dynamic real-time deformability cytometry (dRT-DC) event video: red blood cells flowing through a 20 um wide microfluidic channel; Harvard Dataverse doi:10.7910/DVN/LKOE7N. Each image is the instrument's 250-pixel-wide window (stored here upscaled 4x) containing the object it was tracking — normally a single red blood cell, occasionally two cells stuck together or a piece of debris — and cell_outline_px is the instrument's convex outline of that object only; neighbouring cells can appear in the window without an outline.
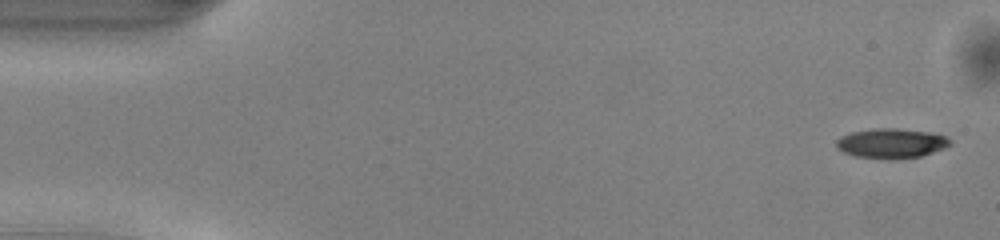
{"species": "common noctule bat (a hibernating species)", "species_latin": "Nyctalus noctula", "temperature_condition": "warm", "stored_images_in_passage": 49, "camera_frame_rate_fps": 3000, "um_per_image_px": 0.085, "animal": {"sex": "male", "body_mass_g": 13.0, "forearm_length_mm": 53.1}, "frame": {"image": 1, "passage_image": 1, "time_ms": 0.0, "image_size_px": [1000, 240], "cell_outline_px": [[952, 144], [944, 148], [920, 156], [896, 160], [884, 160], [856, 156], [844, 152], [836, 148], [836, 140], [840, 136], [852, 132], [876, 128], [896, 128], [932, 132], [948, 136], [952, 140]], "centroid_in_image_um": [75.79, 12.19], "position_along_channel_um": 9.2, "area_um2": 20.11}}
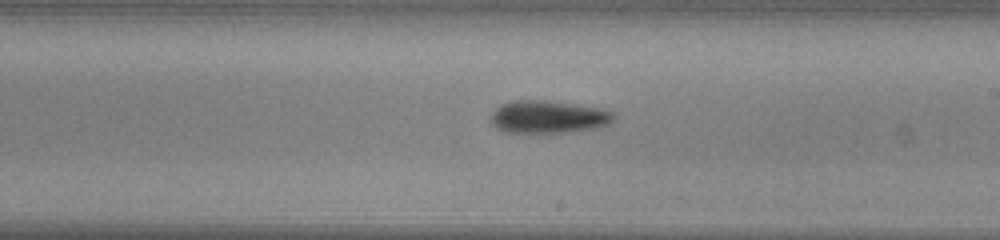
{"frame": {"image": 2, "passage_image": 28, "time_ms": 9.0, "image_size_px": [1000, 240], "cell_outline_px": [[616, 116], [608, 124], [600, 128], [568, 132], [504, 132], [496, 128], [492, 124], [492, 112], [496, 108], [504, 104], [516, 100], [548, 100], [600, 108], [612, 112]], "centroid_in_image_um": [46.63, 9.94], "position_along_channel_um": 242.4, "area_um2": 23.29}}
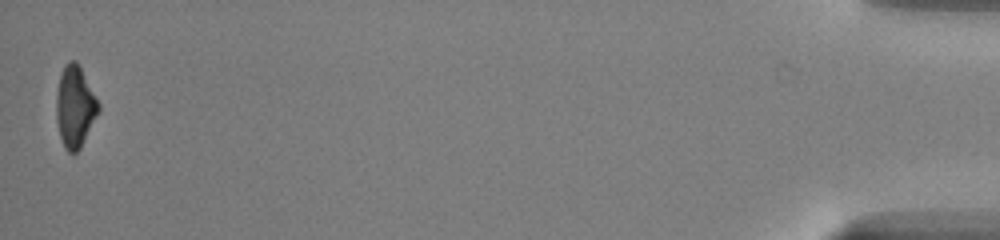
{"frame": {"image": 3, "passage_image": 49, "time_ms": 16.0, "image_size_px": [1000, 240], "cell_outline_px": [[100, 112], [80, 148], [76, 152], [68, 152], [64, 148], [60, 136], [56, 120], [56, 96], [60, 76], [64, 64], [68, 60], [76, 60], [100, 104]], "centroid_in_image_um": [6.38, 9.07], "position_along_channel_um": 428.8, "area_um2": 20.06}, "authors_computed_cell_mechanics": {"area_um2": 21.0392, "velocity_mm_per_s": 4.0911, "shape_relaxation_time_tau1_ms": 3.0353, "shape_relaxation_time_tau2_ms": null, "deformation_change_tau1": 0.15, "deformation_change_tau2": null}}